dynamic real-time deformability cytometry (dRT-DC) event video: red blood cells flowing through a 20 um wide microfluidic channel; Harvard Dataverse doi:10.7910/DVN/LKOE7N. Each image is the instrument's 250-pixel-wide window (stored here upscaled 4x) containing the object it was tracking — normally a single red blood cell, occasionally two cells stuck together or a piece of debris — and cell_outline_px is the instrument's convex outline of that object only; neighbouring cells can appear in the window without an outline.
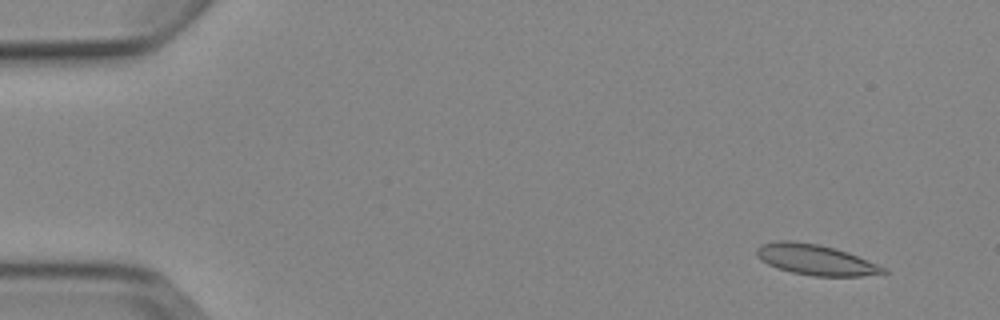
{"species": "Egyptian fruit bat (a non-hibernating species)", "species_latin": "Rousettus aegyptiacus", "temperature_condition": "cold", "stored_images_in_passage": 5, "camera_frame_rate_fps": 3000, "um_per_image_px": 0.085, "animal": {"sex": "female"}, "frame": {"image": 1, "passage_image": 2, "time_ms": 1.0, "image_size_px": [1000, 320], "cell_outline_px": [[888, 272], [860, 276], [812, 276], [792, 272], [768, 264], [760, 260], [756, 256], [756, 248], [760, 244], [776, 240], [788, 240], [820, 244], [848, 252], [888, 268]], "centroid_in_image_um": [69.31, 22.06], "position_along_channel_um": 15.7, "area_um2": 22.66}}
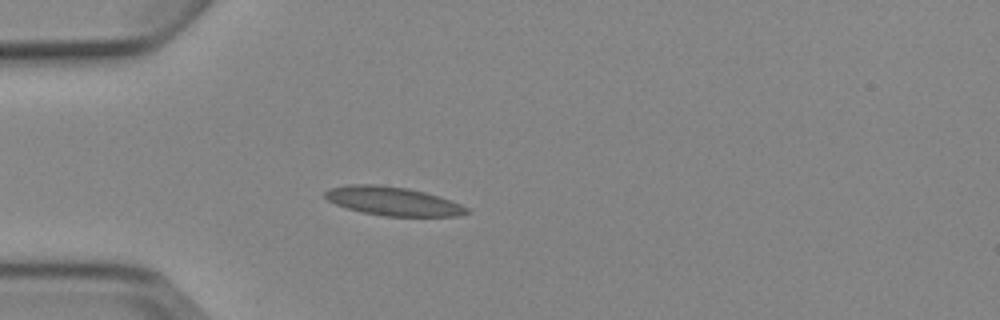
{"frame": {"image": 2, "passage_image": 5, "time_ms": 4.667, "image_size_px": [1000, 320], "cell_outline_px": [[472, 212], [460, 216], [384, 216], [360, 212], [336, 204], [328, 200], [324, 196], [324, 192], [328, 188], [348, 184], [376, 184], [408, 188], [440, 196], [460, 204], [468, 208]], "centroid_in_image_um": [33.4, 17.1], "position_along_channel_um": 51.6, "area_um2": 23.87}}